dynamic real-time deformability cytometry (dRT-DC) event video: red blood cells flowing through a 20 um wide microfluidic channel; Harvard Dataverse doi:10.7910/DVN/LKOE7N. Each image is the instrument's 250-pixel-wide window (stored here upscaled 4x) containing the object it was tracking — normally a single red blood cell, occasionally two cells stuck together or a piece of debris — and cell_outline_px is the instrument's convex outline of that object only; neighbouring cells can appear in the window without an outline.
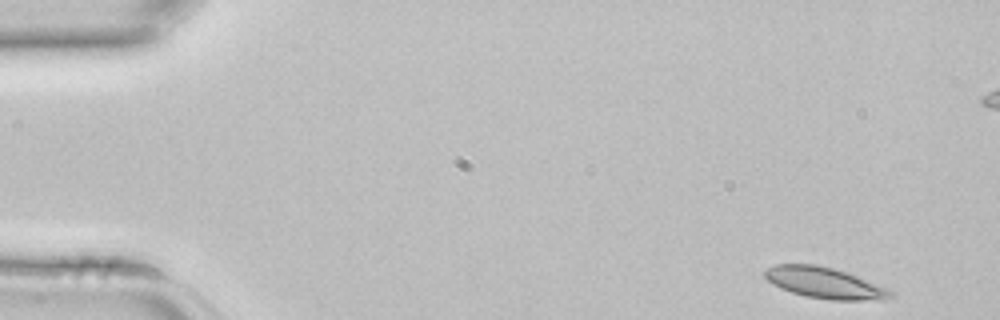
{"species": "common noctule bat (a hibernating species)", "species_latin": "Nyctalus noctula", "temperature_condition": "room temperature", "stored_images_in_passage": 3, "camera_frame_rate_fps": 3000, "um_per_image_px": 0.085, "animal": {"sex": "female", "body_mass_g": 22.7, "forearm_length_mm": 54.2}, "frame": {"image": 1, "passage_image": 1, "time_ms": 0.0, "image_size_px": [1000, 320], "cell_outline_px": [[896, 296], [884, 300], [832, 300], [804, 296], [780, 288], [772, 284], [764, 276], [764, 272], [768, 268], [776, 264], [816, 264], [848, 272], [884, 288], [892, 292]], "centroid_in_image_um": [70.07, 24.05], "position_along_channel_um": 14.9, "area_um2": 22.66}}